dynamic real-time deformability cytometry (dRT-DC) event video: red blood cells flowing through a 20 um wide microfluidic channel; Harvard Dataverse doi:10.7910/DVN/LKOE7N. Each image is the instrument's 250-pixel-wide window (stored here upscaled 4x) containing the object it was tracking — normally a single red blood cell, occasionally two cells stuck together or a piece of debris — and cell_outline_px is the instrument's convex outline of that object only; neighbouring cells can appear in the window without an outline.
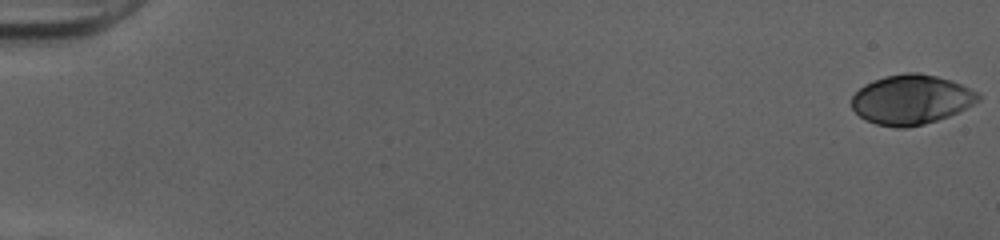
{"species": "human", "species_latin": "Homo sapiens", "temperature_condition": "cold", "stored_images_in_passage": 52, "camera_frame_rate_fps": 3000, "um_per_image_px": 0.085, "donor": {"sex": "female"}, "frame": {"image": 1, "passage_image": 1, "time_ms": 0.0, "image_size_px": [1000, 240], "cell_outline_px": [[980, 100], [960, 112], [924, 124], [908, 128], [896, 128], [876, 124], [864, 120], [852, 108], [852, 96], [864, 84], [872, 80], [884, 76], [904, 72], [920, 72], [952, 80], [980, 92]], "centroid_in_image_um": [77.47, 8.46], "position_along_channel_um": 7.5, "area_um2": 37.05}}
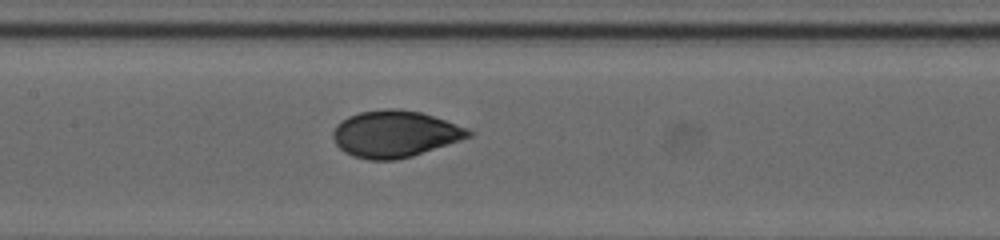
{"frame": {"image": 2, "passage_image": 27, "time_ms": 8.667, "image_size_px": [1000, 240], "cell_outline_px": [[472, 136], [412, 156], [396, 160], [368, 160], [352, 156], [344, 152], [336, 144], [332, 136], [332, 132], [336, 124], [348, 116], [360, 112], [384, 108], [396, 108], [420, 112], [468, 128], [472, 132]], "centroid_in_image_um": [33.52, 11.38], "position_along_channel_um": 173.9, "area_um2": 36.82}}
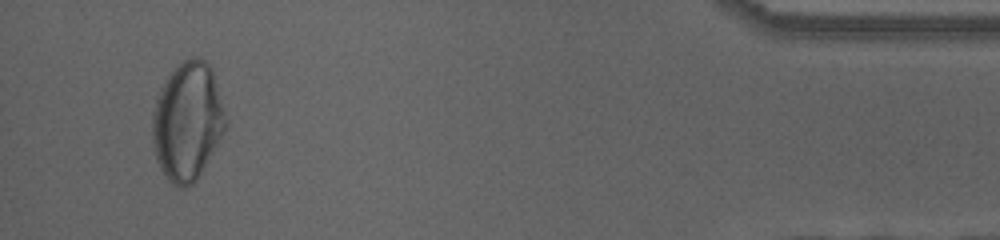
{"frame": {"image": 3, "passage_image": 50, "time_ms": 16.333, "image_size_px": [1000, 240], "cell_outline_px": [[224, 128], [196, 180], [192, 184], [184, 188], [180, 188], [172, 184], [168, 180], [160, 168], [156, 160], [152, 144], [152, 112], [156, 96], [160, 88], [168, 76], [188, 56], [196, 56], [204, 60], [212, 68], [224, 112]], "centroid_in_image_um": [15.87, 10.3], "position_along_channel_um": 419.3, "area_um2": 49.77}, "authors_computed_cell_mechanics": {"area_um2": 36.6163, "velocity_mm_per_s": 4.0307, "shape_relaxation_time_tau1_ms": 5.1852, "shape_relaxation_time_tau2_ms": null, "deformation_change_tau1": 0.1887, "deformation_change_tau2": null}}